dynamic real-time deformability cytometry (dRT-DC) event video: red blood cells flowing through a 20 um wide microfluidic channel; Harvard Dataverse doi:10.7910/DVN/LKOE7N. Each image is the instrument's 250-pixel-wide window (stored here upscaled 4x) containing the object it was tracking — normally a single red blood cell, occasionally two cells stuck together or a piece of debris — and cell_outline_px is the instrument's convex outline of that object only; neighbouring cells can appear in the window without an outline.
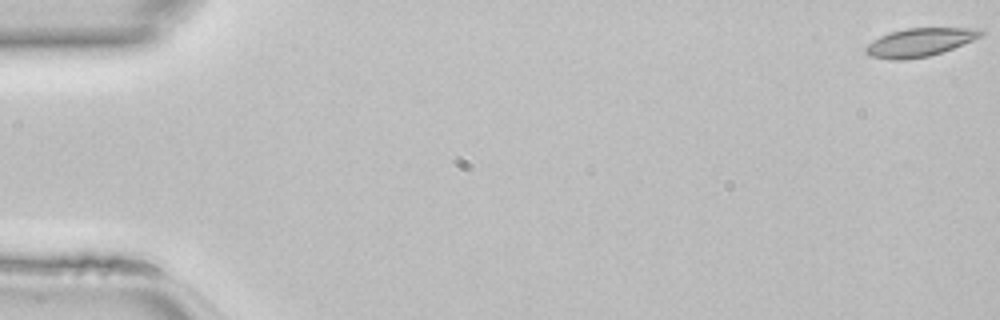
{"species": "common noctule bat (a hibernating species)", "species_latin": "Nyctalus noctula", "temperature_condition": "room temperature", "stored_images_in_passage": 47, "camera_frame_rate_fps": 3000, "um_per_image_px": 0.085, "animal": {"sex": "female", "body_mass_g": 22.7, "forearm_length_mm": 54.2}, "frame": {"image": 1, "passage_image": 1, "time_ms": 0.0, "image_size_px": [1000, 320], "cell_outline_px": [[984, 36], [952, 48], [928, 56], [904, 60], [888, 60], [868, 56], [864, 52], [864, 48], [872, 40], [880, 36], [892, 32], [908, 28], [980, 28], [984, 32]], "centroid_in_image_um": [78.15, 3.6], "position_along_channel_um": 6.8, "area_um2": 19.07}}
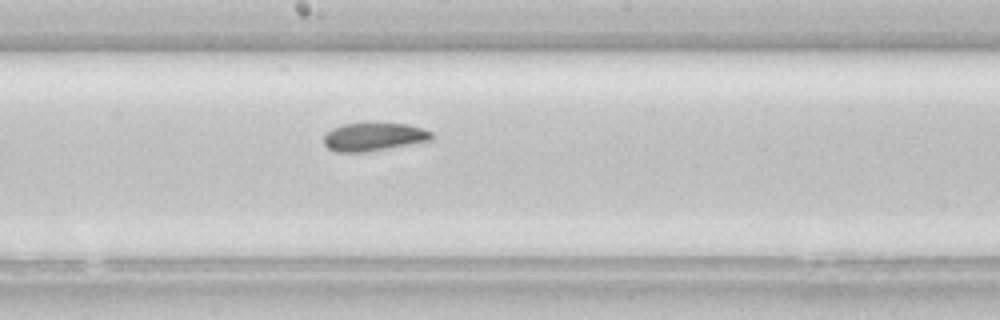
{"frame": {"image": 2, "passage_image": 26, "time_ms": 8.333, "image_size_px": [1000, 320], "cell_outline_px": [[432, 140], [388, 148], [364, 152], [336, 152], [328, 148], [324, 144], [324, 136], [332, 128], [344, 124], [408, 124], [424, 128], [432, 132]], "centroid_in_image_um": [31.77, 11.64], "position_along_channel_um": 216.4, "area_um2": 17.46}}
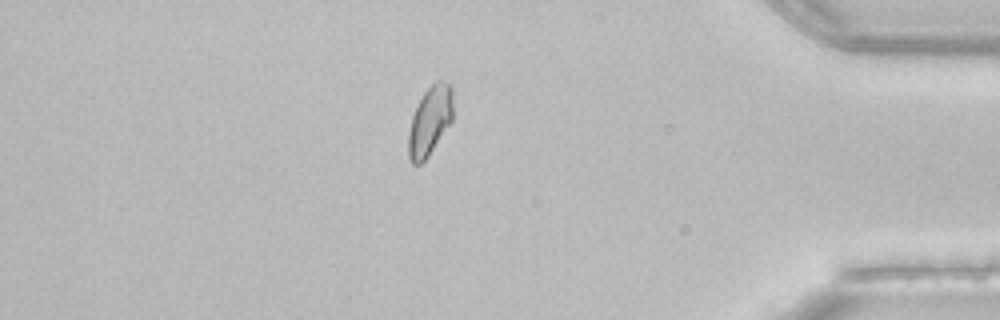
{"frame": {"image": 3, "passage_image": 41, "time_ms": 13.333, "image_size_px": [1000, 320], "cell_outline_px": [[452, 120], [428, 156], [420, 164], [412, 164], [408, 160], [408, 132], [412, 116], [416, 104], [424, 92], [436, 80], [440, 80], [452, 84]], "centroid_in_image_um": [36.52, 10.26], "position_along_channel_um": 398.7, "area_um2": 18.03}}